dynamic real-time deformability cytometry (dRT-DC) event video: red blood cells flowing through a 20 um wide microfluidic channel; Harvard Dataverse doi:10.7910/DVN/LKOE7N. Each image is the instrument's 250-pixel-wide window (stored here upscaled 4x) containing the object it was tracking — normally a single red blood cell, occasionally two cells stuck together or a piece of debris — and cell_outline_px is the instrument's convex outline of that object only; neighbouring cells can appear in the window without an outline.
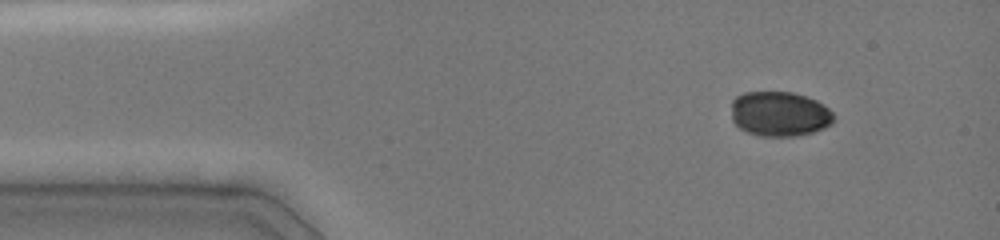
{"species": "common noctule bat (a hibernating species)", "species_latin": "Nyctalus noctula", "temperature_condition": "cold", "stored_images_in_passage": 4, "camera_frame_rate_fps": 3000, "um_per_image_px": 0.085, "animal": {"sex": "female", "body_mass_g": 19.0, "forearm_length_mm": 51.5}, "frame": {"image": 1, "passage_image": 1, "time_ms": 0.0, "image_size_px": [1000, 240], "cell_outline_px": [[832, 124], [824, 128], [812, 132], [796, 136], [760, 136], [748, 132], [740, 128], [732, 120], [732, 100], [736, 96], [744, 92], [792, 92], [808, 96], [824, 104], [832, 112]], "centroid_in_image_um": [66.26, 9.67], "position_along_channel_um": 18.7, "area_um2": 26.88}}
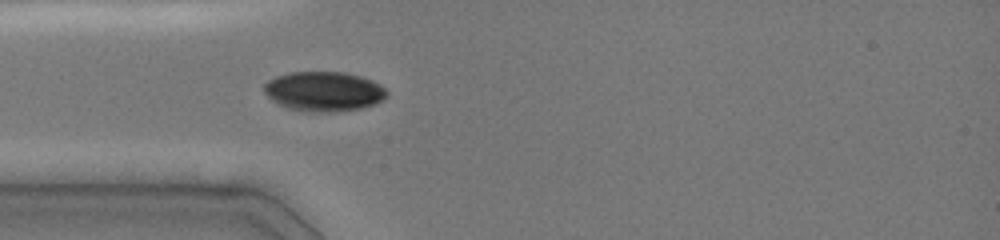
{"frame": {"image": 2, "passage_image": 4, "time_ms": 2.667, "image_size_px": [1000, 240], "cell_outline_px": [[388, 96], [384, 100], [376, 104], [360, 108], [332, 112], [308, 112], [288, 108], [276, 104], [264, 92], [264, 84], [268, 80], [276, 76], [288, 72], [344, 72], [360, 76], [372, 80], [380, 84], [388, 92]], "centroid_in_image_um": [27.53, 7.77], "position_along_channel_um": 57.5, "area_um2": 28.67}}